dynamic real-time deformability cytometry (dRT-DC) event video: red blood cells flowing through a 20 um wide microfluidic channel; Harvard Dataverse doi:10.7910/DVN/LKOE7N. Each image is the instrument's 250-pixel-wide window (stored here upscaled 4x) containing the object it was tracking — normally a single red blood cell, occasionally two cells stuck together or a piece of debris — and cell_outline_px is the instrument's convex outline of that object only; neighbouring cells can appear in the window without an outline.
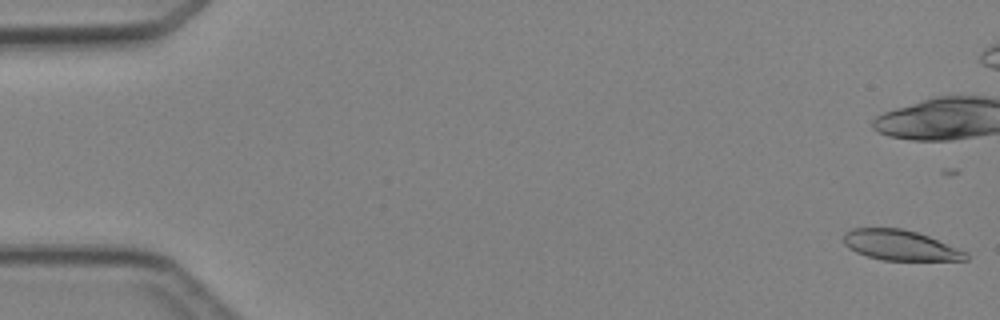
{"species": "Egyptian fruit bat (a non-hibernating species)", "species_latin": "Rousettus aegyptiacus", "temperature_condition": "cold", "stored_images_in_passage": 6, "camera_frame_rate_fps": 3000, "um_per_image_px": 0.085, "animal": {"sex": "female"}, "frame": {"image": 1, "passage_image": 1, "time_ms": 0.0, "image_size_px": [1000, 320], "cell_outline_px": [[968, 260], [884, 260], [868, 256], [856, 252], [848, 248], [844, 244], [844, 232], [852, 228], [900, 228], [916, 232], [928, 236], [968, 252]], "centroid_in_image_um": [76.51, 20.84], "position_along_channel_um": 8.5, "area_um2": 21.44}}
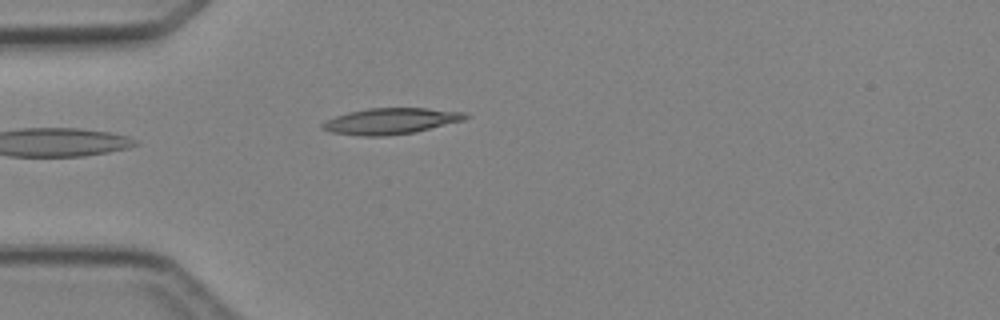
{"frame": {"image": 2, "passage_image": 6, "time_ms": 6.0, "image_size_px": [1000, 320], "cell_outline_px": [[468, 116], [464, 120], [416, 132], [384, 136], [360, 136], [332, 132], [320, 128], [320, 124], [336, 116], [348, 112], [368, 108], [428, 108], [468, 112]], "centroid_in_image_um": [33.23, 10.29], "position_along_channel_um": 51.8, "area_um2": 21.79}}